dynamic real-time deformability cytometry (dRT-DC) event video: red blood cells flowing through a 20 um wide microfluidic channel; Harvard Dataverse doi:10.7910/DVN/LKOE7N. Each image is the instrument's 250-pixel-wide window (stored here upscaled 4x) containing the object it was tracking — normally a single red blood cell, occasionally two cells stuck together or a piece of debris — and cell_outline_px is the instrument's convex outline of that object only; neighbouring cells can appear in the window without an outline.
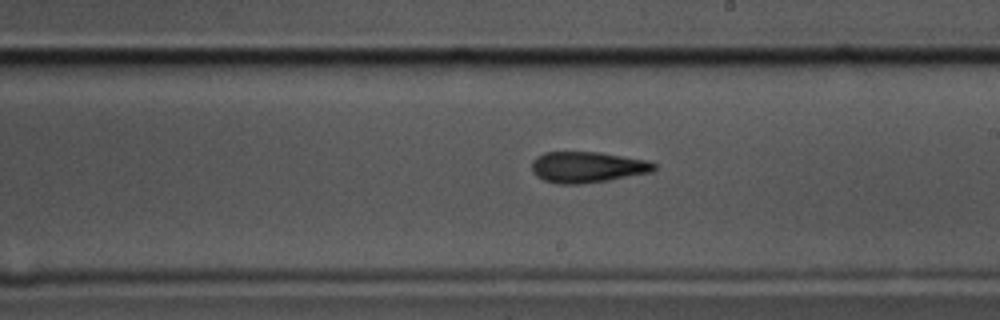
{"species": "common noctule bat (a hibernating species)", "species_latin": "Nyctalus noctula", "temperature_condition": "cold", "stored_images_in_passage": 58, "camera_frame_rate_fps": 3000, "um_per_image_px": 0.085, "animal": {"sex": "male", "body_mass_g": 17.5, "forearm_length_mm": 52.3}, "frame": {"image": 1, "passage_image": 33, "time_ms": 10.667, "image_size_px": [1000, 320], "cell_outline_px": [[656, 168], [652, 172], [608, 180], [580, 184], [560, 184], [544, 180], [536, 176], [532, 172], [532, 160], [536, 156], [544, 152], [600, 152], [648, 160], [656, 164]], "centroid_in_image_um": [49.92, 14.2], "position_along_channel_um": 239.1, "area_um2": 22.2}}
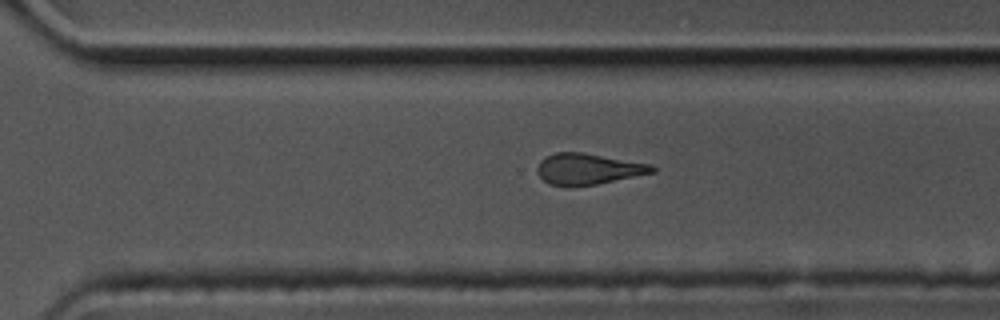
{"frame": {"image": 2, "passage_image": 40, "time_ms": 13.0, "image_size_px": [1000, 320], "cell_outline_px": [[656, 172], [596, 184], [548, 184], [536, 172], [536, 168], [540, 160], [556, 152], [584, 152], [652, 164], [656, 168]], "centroid_in_image_um": [50.02, 14.33], "position_along_channel_um": 320.6, "area_um2": 20.46}}
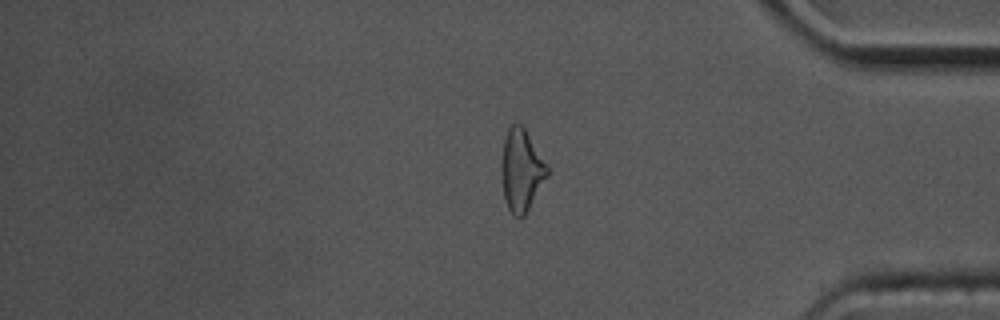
{"frame": {"image": 3, "passage_image": 48, "time_ms": 15.667, "image_size_px": [1000, 320], "cell_outline_px": [[548, 172], [524, 216], [520, 220], [512, 216], [504, 200], [500, 168], [504, 140], [508, 128], [512, 124], [520, 124], [524, 128], [548, 164]], "centroid_in_image_um": [44.28, 14.49], "position_along_channel_um": 390.9, "area_um2": 21.79}, "authors_computed_cell_mechanics": {"area_um2": 22.0218, "velocity_mm_per_s": 3.4927, "shape_relaxation_time_tau1_ms": 8.679, "shape_relaxation_time_tau2_ms": 5.4663, "deformation_change_tau1": 0.1765, "deformation_change_tau2": 0.1716}}